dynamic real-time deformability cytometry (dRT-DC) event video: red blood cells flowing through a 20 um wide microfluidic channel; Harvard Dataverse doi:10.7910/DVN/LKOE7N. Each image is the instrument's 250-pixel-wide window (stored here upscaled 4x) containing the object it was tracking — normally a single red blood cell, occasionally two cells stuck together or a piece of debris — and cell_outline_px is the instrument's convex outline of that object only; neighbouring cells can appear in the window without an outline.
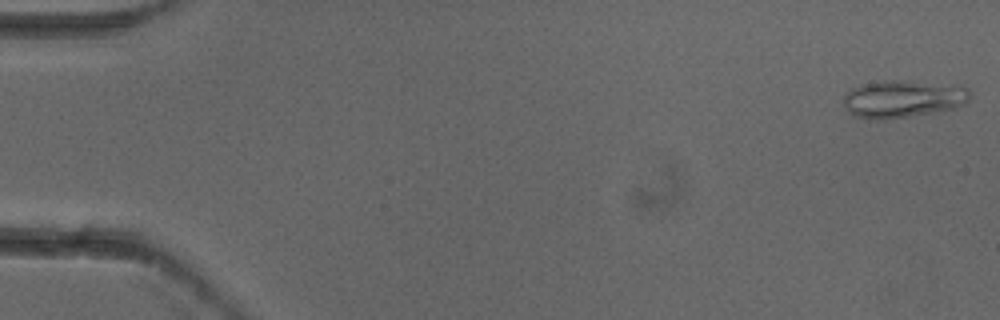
{"species": "common noctule bat (a hibernating species)", "species_latin": "Nyctalus noctula", "temperature_condition": "cold", "stored_images_in_passage": 6, "camera_frame_rate_fps": 3000, "um_per_image_px": 0.085, "animal": {"sex": "female"}, "frame": {"image": 1, "passage_image": 1, "time_ms": 0.0, "image_size_px": [1000, 320], "cell_outline_px": [[968, 100], [964, 104], [956, 108], [936, 112], [884, 120], [872, 120], [852, 116], [848, 112], [844, 104], [844, 96], [852, 88], [864, 84], [884, 80], [908, 80], [964, 84], [968, 88]], "centroid_in_image_um": [76.79, 8.39], "position_along_channel_um": 8.2, "area_um2": 28.26}}